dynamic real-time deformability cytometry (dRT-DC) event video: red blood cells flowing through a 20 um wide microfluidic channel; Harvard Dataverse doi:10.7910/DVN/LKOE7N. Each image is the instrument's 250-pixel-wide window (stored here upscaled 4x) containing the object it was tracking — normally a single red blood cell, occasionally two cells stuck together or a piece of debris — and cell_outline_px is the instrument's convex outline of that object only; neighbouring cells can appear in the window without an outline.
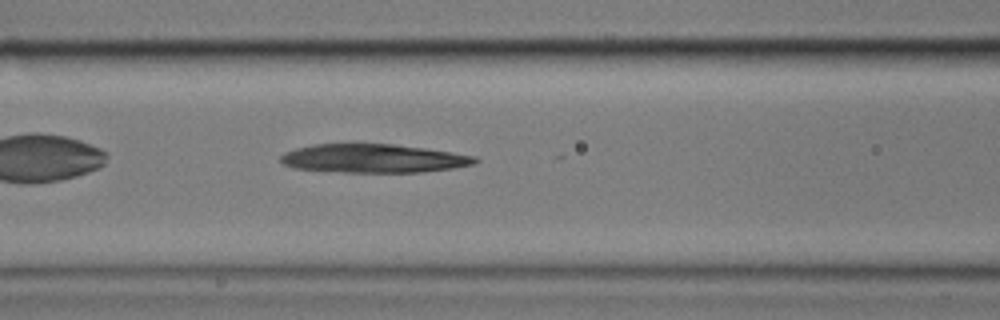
{"species": "common noctule bat (a hibernating species)", "species_latin": "Nyctalus noctula", "temperature_condition": "cold", "stored_images_in_passage": 38, "camera_frame_rate_fps": 3000, "um_per_image_px": 0.085, "animal": {"sex": "male", "body_mass_g": 17.9}, "frame": {"image": 1, "passage_image": 9, "time_ms": 2.667, "image_size_px": [1000, 320], "cell_outline_px": [[480, 160], [476, 164], [452, 168], [424, 172], [344, 172], [296, 168], [284, 164], [280, 160], [280, 156], [284, 152], [296, 148], [312, 144], [396, 144], [452, 152], [476, 156]], "centroid_in_image_um": [31.78, 13.46], "position_along_channel_um": 134.8, "area_um2": 32.43}}
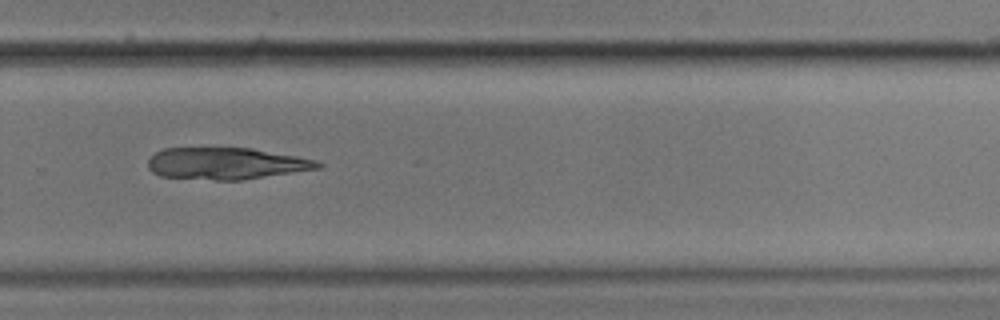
{"frame": {"image": 2, "passage_image": 24, "time_ms": 7.667, "image_size_px": [1000, 320], "cell_outline_px": [[324, 164], [320, 168], [240, 180], [216, 180], [160, 176], [152, 172], [148, 168], [148, 160], [156, 152], [164, 148], [252, 148], [296, 156], [316, 160]], "centroid_in_image_um": [19.21, 13.89], "position_along_channel_um": 310.6, "area_um2": 31.27}}
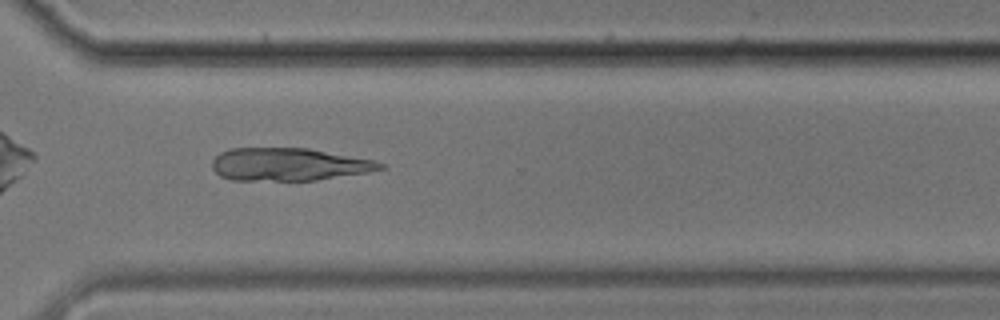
{"frame": {"image": 3, "passage_image": 27, "time_ms": 8.667, "image_size_px": [1000, 320], "cell_outline_px": [[384, 168], [368, 172], [316, 180], [232, 180], [220, 176], [212, 168], [212, 160], [220, 152], [232, 148], [308, 148], [372, 160], [384, 164]], "centroid_in_image_um": [24.5, 13.97], "position_along_channel_um": 346.1, "area_um2": 31.85}}